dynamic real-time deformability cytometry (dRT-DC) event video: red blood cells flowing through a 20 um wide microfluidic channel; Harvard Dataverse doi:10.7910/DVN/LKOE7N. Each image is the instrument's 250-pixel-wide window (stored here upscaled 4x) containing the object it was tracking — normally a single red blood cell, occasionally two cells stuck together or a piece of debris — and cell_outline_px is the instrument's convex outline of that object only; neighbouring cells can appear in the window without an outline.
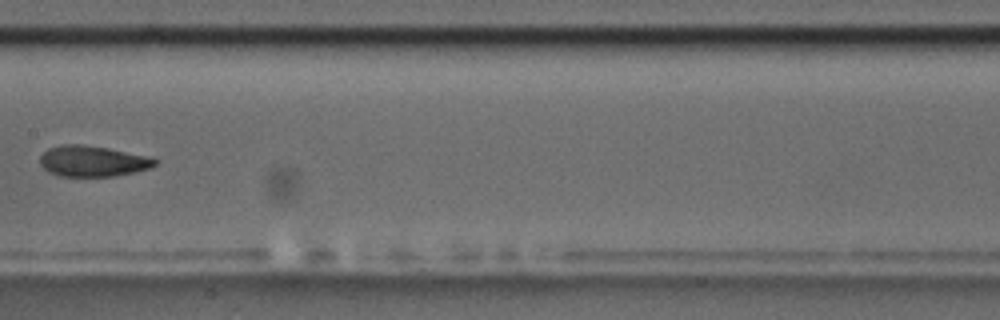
{"species": "common noctule bat (a hibernating species)", "species_latin": "Nyctalus noctula", "temperature_condition": "room temperature", "stored_images_in_passage": 8, "camera_frame_rate_fps": 3000, "um_per_image_px": 0.085, "animal": {"sex": "male", "body_mass_g": 17.5, "forearm_length_mm": 52.3}, "frame": {"image": 1, "passage_image": 7, "time_ms": 7.0, "image_size_px": [1000, 320], "cell_outline_px": [[156, 164], [152, 168], [136, 172], [116, 176], [60, 176], [48, 172], [40, 164], [40, 156], [48, 148], [64, 144], [80, 144], [108, 148], [152, 156], [156, 160]], "centroid_in_image_um": [7.91, 13.7], "position_along_channel_um": 199.5, "area_um2": 20.87}}
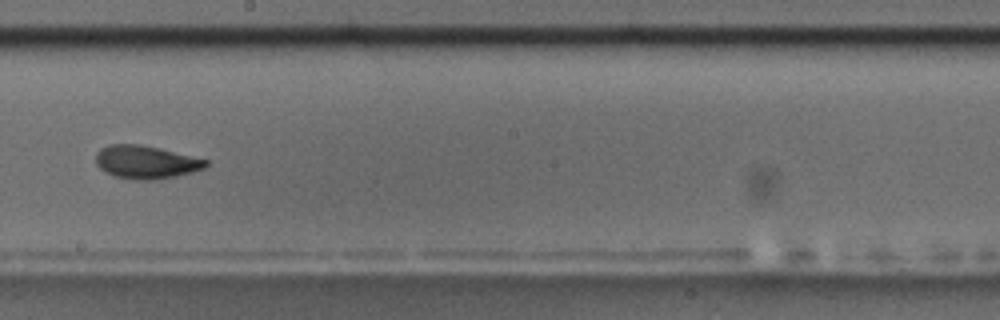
{"frame": {"image": 2, "passage_image": 8, "time_ms": 8.0, "image_size_px": [1000, 320], "cell_outline_px": [[208, 164], [204, 168], [192, 172], [176, 176], [152, 180], [136, 180], [112, 176], [100, 168], [96, 164], [96, 152], [100, 148], [108, 144], [140, 144], [160, 148], [208, 160]], "centroid_in_image_um": [12.37, 13.77], "position_along_channel_um": 235.8, "area_um2": 21.33}}